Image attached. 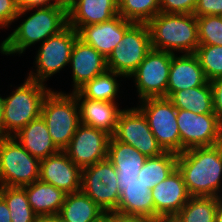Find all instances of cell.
<instances>
[{"label": "cell", "mask_w": 222, "mask_h": 222, "mask_svg": "<svg viewBox=\"0 0 222 222\" xmlns=\"http://www.w3.org/2000/svg\"><path fill=\"white\" fill-rule=\"evenodd\" d=\"M177 168L190 196H219L222 192V143L185 150L177 156Z\"/></svg>", "instance_id": "6da1fadb"}, {"label": "cell", "mask_w": 222, "mask_h": 222, "mask_svg": "<svg viewBox=\"0 0 222 222\" xmlns=\"http://www.w3.org/2000/svg\"><path fill=\"white\" fill-rule=\"evenodd\" d=\"M68 26V11L60 6L41 7L25 19L0 45L1 54H22Z\"/></svg>", "instance_id": "7a4b0ae2"}, {"label": "cell", "mask_w": 222, "mask_h": 222, "mask_svg": "<svg viewBox=\"0 0 222 222\" xmlns=\"http://www.w3.org/2000/svg\"><path fill=\"white\" fill-rule=\"evenodd\" d=\"M147 24L153 49L191 54L199 46L197 17L194 14L160 12Z\"/></svg>", "instance_id": "3957f363"}, {"label": "cell", "mask_w": 222, "mask_h": 222, "mask_svg": "<svg viewBox=\"0 0 222 222\" xmlns=\"http://www.w3.org/2000/svg\"><path fill=\"white\" fill-rule=\"evenodd\" d=\"M23 83L12 95L4 98V137H14L29 122L38 118L43 101L51 91L45 84L28 77Z\"/></svg>", "instance_id": "277c9868"}, {"label": "cell", "mask_w": 222, "mask_h": 222, "mask_svg": "<svg viewBox=\"0 0 222 222\" xmlns=\"http://www.w3.org/2000/svg\"><path fill=\"white\" fill-rule=\"evenodd\" d=\"M41 116L46 122L53 143L63 151L80 125L75 95L51 90L43 101Z\"/></svg>", "instance_id": "5b68a950"}, {"label": "cell", "mask_w": 222, "mask_h": 222, "mask_svg": "<svg viewBox=\"0 0 222 222\" xmlns=\"http://www.w3.org/2000/svg\"><path fill=\"white\" fill-rule=\"evenodd\" d=\"M40 160L15 137L0 138V186L23 187L39 180Z\"/></svg>", "instance_id": "8992f818"}, {"label": "cell", "mask_w": 222, "mask_h": 222, "mask_svg": "<svg viewBox=\"0 0 222 222\" xmlns=\"http://www.w3.org/2000/svg\"><path fill=\"white\" fill-rule=\"evenodd\" d=\"M139 109L147 118L149 128L164 152L181 153L177 109L166 97L140 100Z\"/></svg>", "instance_id": "52a82bcc"}, {"label": "cell", "mask_w": 222, "mask_h": 222, "mask_svg": "<svg viewBox=\"0 0 222 222\" xmlns=\"http://www.w3.org/2000/svg\"><path fill=\"white\" fill-rule=\"evenodd\" d=\"M151 49L148 24L134 23L107 58L108 70L129 77Z\"/></svg>", "instance_id": "ba28073f"}, {"label": "cell", "mask_w": 222, "mask_h": 222, "mask_svg": "<svg viewBox=\"0 0 222 222\" xmlns=\"http://www.w3.org/2000/svg\"><path fill=\"white\" fill-rule=\"evenodd\" d=\"M118 175L112 162L106 158L82 169L81 191L104 211H116L121 192Z\"/></svg>", "instance_id": "9c48e42d"}, {"label": "cell", "mask_w": 222, "mask_h": 222, "mask_svg": "<svg viewBox=\"0 0 222 222\" xmlns=\"http://www.w3.org/2000/svg\"><path fill=\"white\" fill-rule=\"evenodd\" d=\"M77 38V31L68 25L58 34L41 43L35 57L36 73L30 71L28 78L45 84L44 81L48 77L69 65L71 51Z\"/></svg>", "instance_id": "30bf717a"}, {"label": "cell", "mask_w": 222, "mask_h": 222, "mask_svg": "<svg viewBox=\"0 0 222 222\" xmlns=\"http://www.w3.org/2000/svg\"><path fill=\"white\" fill-rule=\"evenodd\" d=\"M176 118L181 138V153L195 147L222 143V124L214 113L196 114L177 109Z\"/></svg>", "instance_id": "8fae6325"}, {"label": "cell", "mask_w": 222, "mask_h": 222, "mask_svg": "<svg viewBox=\"0 0 222 222\" xmlns=\"http://www.w3.org/2000/svg\"><path fill=\"white\" fill-rule=\"evenodd\" d=\"M172 53L151 49L137 69L129 76L135 78L137 93L141 100L167 98L168 77Z\"/></svg>", "instance_id": "7c38bea8"}, {"label": "cell", "mask_w": 222, "mask_h": 222, "mask_svg": "<svg viewBox=\"0 0 222 222\" xmlns=\"http://www.w3.org/2000/svg\"><path fill=\"white\" fill-rule=\"evenodd\" d=\"M113 137L133 146L147 158L164 153L149 128L147 118L138 106L120 112Z\"/></svg>", "instance_id": "4fadbf2b"}, {"label": "cell", "mask_w": 222, "mask_h": 222, "mask_svg": "<svg viewBox=\"0 0 222 222\" xmlns=\"http://www.w3.org/2000/svg\"><path fill=\"white\" fill-rule=\"evenodd\" d=\"M110 137L104 131L80 124L63 151L75 165L84 169L108 157Z\"/></svg>", "instance_id": "5bb4252c"}, {"label": "cell", "mask_w": 222, "mask_h": 222, "mask_svg": "<svg viewBox=\"0 0 222 222\" xmlns=\"http://www.w3.org/2000/svg\"><path fill=\"white\" fill-rule=\"evenodd\" d=\"M82 169L64 151L40 160L39 180L63 190L66 194L81 191Z\"/></svg>", "instance_id": "9a60e30c"}, {"label": "cell", "mask_w": 222, "mask_h": 222, "mask_svg": "<svg viewBox=\"0 0 222 222\" xmlns=\"http://www.w3.org/2000/svg\"><path fill=\"white\" fill-rule=\"evenodd\" d=\"M154 219L175 217L191 197L182 173L176 168L151 190Z\"/></svg>", "instance_id": "2e32d148"}, {"label": "cell", "mask_w": 222, "mask_h": 222, "mask_svg": "<svg viewBox=\"0 0 222 222\" xmlns=\"http://www.w3.org/2000/svg\"><path fill=\"white\" fill-rule=\"evenodd\" d=\"M133 24L117 15L109 21L81 27L77 31L78 38L94 47L107 59Z\"/></svg>", "instance_id": "e0dca14e"}, {"label": "cell", "mask_w": 222, "mask_h": 222, "mask_svg": "<svg viewBox=\"0 0 222 222\" xmlns=\"http://www.w3.org/2000/svg\"><path fill=\"white\" fill-rule=\"evenodd\" d=\"M74 90L78 91L88 81L108 70L107 59L94 47L77 38L70 57Z\"/></svg>", "instance_id": "ac0fdd59"}, {"label": "cell", "mask_w": 222, "mask_h": 222, "mask_svg": "<svg viewBox=\"0 0 222 222\" xmlns=\"http://www.w3.org/2000/svg\"><path fill=\"white\" fill-rule=\"evenodd\" d=\"M72 93L75 95L79 107L80 124L97 128L112 137L116 130L119 114L122 111L118 109L117 104L88 99L79 91Z\"/></svg>", "instance_id": "d6986e66"}, {"label": "cell", "mask_w": 222, "mask_h": 222, "mask_svg": "<svg viewBox=\"0 0 222 222\" xmlns=\"http://www.w3.org/2000/svg\"><path fill=\"white\" fill-rule=\"evenodd\" d=\"M208 80L194 53L176 56L172 54L168 77L167 98L174 92L205 85Z\"/></svg>", "instance_id": "ffe728a7"}, {"label": "cell", "mask_w": 222, "mask_h": 222, "mask_svg": "<svg viewBox=\"0 0 222 222\" xmlns=\"http://www.w3.org/2000/svg\"><path fill=\"white\" fill-rule=\"evenodd\" d=\"M118 186L121 195L116 213L154 220V202L147 185L136 179L130 183H119Z\"/></svg>", "instance_id": "44dd1931"}, {"label": "cell", "mask_w": 222, "mask_h": 222, "mask_svg": "<svg viewBox=\"0 0 222 222\" xmlns=\"http://www.w3.org/2000/svg\"><path fill=\"white\" fill-rule=\"evenodd\" d=\"M118 14V0H78L68 11V25L81 27L106 22Z\"/></svg>", "instance_id": "7402d4cb"}, {"label": "cell", "mask_w": 222, "mask_h": 222, "mask_svg": "<svg viewBox=\"0 0 222 222\" xmlns=\"http://www.w3.org/2000/svg\"><path fill=\"white\" fill-rule=\"evenodd\" d=\"M115 167L118 183H130L138 179V174L147 157L133 146L110 137L108 143V157Z\"/></svg>", "instance_id": "603a6c76"}, {"label": "cell", "mask_w": 222, "mask_h": 222, "mask_svg": "<svg viewBox=\"0 0 222 222\" xmlns=\"http://www.w3.org/2000/svg\"><path fill=\"white\" fill-rule=\"evenodd\" d=\"M14 137L32 156L39 160L60 151L53 143L46 122L41 115L29 122Z\"/></svg>", "instance_id": "cb8c5ba5"}, {"label": "cell", "mask_w": 222, "mask_h": 222, "mask_svg": "<svg viewBox=\"0 0 222 222\" xmlns=\"http://www.w3.org/2000/svg\"><path fill=\"white\" fill-rule=\"evenodd\" d=\"M23 188L29 205L38 217L58 215L67 195L63 190L40 180Z\"/></svg>", "instance_id": "d4e9b609"}, {"label": "cell", "mask_w": 222, "mask_h": 222, "mask_svg": "<svg viewBox=\"0 0 222 222\" xmlns=\"http://www.w3.org/2000/svg\"><path fill=\"white\" fill-rule=\"evenodd\" d=\"M104 210L84 192L69 193L58 214L62 222H92Z\"/></svg>", "instance_id": "484cf974"}, {"label": "cell", "mask_w": 222, "mask_h": 222, "mask_svg": "<svg viewBox=\"0 0 222 222\" xmlns=\"http://www.w3.org/2000/svg\"><path fill=\"white\" fill-rule=\"evenodd\" d=\"M168 99L176 109L189 110L196 114L214 113L209 81L199 87L176 91Z\"/></svg>", "instance_id": "4316f807"}, {"label": "cell", "mask_w": 222, "mask_h": 222, "mask_svg": "<svg viewBox=\"0 0 222 222\" xmlns=\"http://www.w3.org/2000/svg\"><path fill=\"white\" fill-rule=\"evenodd\" d=\"M177 156L176 153L164 152L159 156L147 158L139 171L138 179L152 190L177 168Z\"/></svg>", "instance_id": "83f0119b"}, {"label": "cell", "mask_w": 222, "mask_h": 222, "mask_svg": "<svg viewBox=\"0 0 222 222\" xmlns=\"http://www.w3.org/2000/svg\"><path fill=\"white\" fill-rule=\"evenodd\" d=\"M217 197L191 196L174 217L177 222H215Z\"/></svg>", "instance_id": "f1b7e54d"}, {"label": "cell", "mask_w": 222, "mask_h": 222, "mask_svg": "<svg viewBox=\"0 0 222 222\" xmlns=\"http://www.w3.org/2000/svg\"><path fill=\"white\" fill-rule=\"evenodd\" d=\"M118 76L122 77L123 75L107 70L88 81L78 91L88 99L115 102L119 89V83L116 79Z\"/></svg>", "instance_id": "f546056e"}, {"label": "cell", "mask_w": 222, "mask_h": 222, "mask_svg": "<svg viewBox=\"0 0 222 222\" xmlns=\"http://www.w3.org/2000/svg\"><path fill=\"white\" fill-rule=\"evenodd\" d=\"M0 196L10 210L11 222H36L38 216L29 205L23 187L0 186Z\"/></svg>", "instance_id": "4dcf8cb0"}, {"label": "cell", "mask_w": 222, "mask_h": 222, "mask_svg": "<svg viewBox=\"0 0 222 222\" xmlns=\"http://www.w3.org/2000/svg\"><path fill=\"white\" fill-rule=\"evenodd\" d=\"M158 13L159 0H118V14L133 23L147 24Z\"/></svg>", "instance_id": "1f68e13d"}, {"label": "cell", "mask_w": 222, "mask_h": 222, "mask_svg": "<svg viewBox=\"0 0 222 222\" xmlns=\"http://www.w3.org/2000/svg\"><path fill=\"white\" fill-rule=\"evenodd\" d=\"M194 54L209 82L222 78V45H199Z\"/></svg>", "instance_id": "d6a6232c"}, {"label": "cell", "mask_w": 222, "mask_h": 222, "mask_svg": "<svg viewBox=\"0 0 222 222\" xmlns=\"http://www.w3.org/2000/svg\"><path fill=\"white\" fill-rule=\"evenodd\" d=\"M199 45H222V17H197Z\"/></svg>", "instance_id": "836d02e7"}, {"label": "cell", "mask_w": 222, "mask_h": 222, "mask_svg": "<svg viewBox=\"0 0 222 222\" xmlns=\"http://www.w3.org/2000/svg\"><path fill=\"white\" fill-rule=\"evenodd\" d=\"M198 0H159L160 12L167 14H194Z\"/></svg>", "instance_id": "e575fe53"}, {"label": "cell", "mask_w": 222, "mask_h": 222, "mask_svg": "<svg viewBox=\"0 0 222 222\" xmlns=\"http://www.w3.org/2000/svg\"><path fill=\"white\" fill-rule=\"evenodd\" d=\"M222 0H198L194 11L196 17L221 16Z\"/></svg>", "instance_id": "d590c367"}, {"label": "cell", "mask_w": 222, "mask_h": 222, "mask_svg": "<svg viewBox=\"0 0 222 222\" xmlns=\"http://www.w3.org/2000/svg\"><path fill=\"white\" fill-rule=\"evenodd\" d=\"M18 8L14 0H0V27H8L15 21Z\"/></svg>", "instance_id": "8d00e7d4"}, {"label": "cell", "mask_w": 222, "mask_h": 222, "mask_svg": "<svg viewBox=\"0 0 222 222\" xmlns=\"http://www.w3.org/2000/svg\"><path fill=\"white\" fill-rule=\"evenodd\" d=\"M14 1L15 5L19 10L15 20L31 10L41 7L57 6L56 0H14Z\"/></svg>", "instance_id": "74e56055"}, {"label": "cell", "mask_w": 222, "mask_h": 222, "mask_svg": "<svg viewBox=\"0 0 222 222\" xmlns=\"http://www.w3.org/2000/svg\"><path fill=\"white\" fill-rule=\"evenodd\" d=\"M213 95L214 114L222 124V78L210 82Z\"/></svg>", "instance_id": "f35d334b"}, {"label": "cell", "mask_w": 222, "mask_h": 222, "mask_svg": "<svg viewBox=\"0 0 222 222\" xmlns=\"http://www.w3.org/2000/svg\"><path fill=\"white\" fill-rule=\"evenodd\" d=\"M113 222H152L146 217L125 216L113 211Z\"/></svg>", "instance_id": "ab89813d"}, {"label": "cell", "mask_w": 222, "mask_h": 222, "mask_svg": "<svg viewBox=\"0 0 222 222\" xmlns=\"http://www.w3.org/2000/svg\"><path fill=\"white\" fill-rule=\"evenodd\" d=\"M0 222H11L10 210L8 209L7 203L0 196Z\"/></svg>", "instance_id": "60d3db41"}, {"label": "cell", "mask_w": 222, "mask_h": 222, "mask_svg": "<svg viewBox=\"0 0 222 222\" xmlns=\"http://www.w3.org/2000/svg\"><path fill=\"white\" fill-rule=\"evenodd\" d=\"M92 222H113V211H104Z\"/></svg>", "instance_id": "b9f144b4"}, {"label": "cell", "mask_w": 222, "mask_h": 222, "mask_svg": "<svg viewBox=\"0 0 222 222\" xmlns=\"http://www.w3.org/2000/svg\"><path fill=\"white\" fill-rule=\"evenodd\" d=\"M222 194L217 196L215 222H222Z\"/></svg>", "instance_id": "7bdbcfd3"}, {"label": "cell", "mask_w": 222, "mask_h": 222, "mask_svg": "<svg viewBox=\"0 0 222 222\" xmlns=\"http://www.w3.org/2000/svg\"><path fill=\"white\" fill-rule=\"evenodd\" d=\"M78 0H56L57 6L65 8L69 11Z\"/></svg>", "instance_id": "ee69618b"}, {"label": "cell", "mask_w": 222, "mask_h": 222, "mask_svg": "<svg viewBox=\"0 0 222 222\" xmlns=\"http://www.w3.org/2000/svg\"><path fill=\"white\" fill-rule=\"evenodd\" d=\"M3 109H4V98L0 96V138H4Z\"/></svg>", "instance_id": "f6af8a7d"}, {"label": "cell", "mask_w": 222, "mask_h": 222, "mask_svg": "<svg viewBox=\"0 0 222 222\" xmlns=\"http://www.w3.org/2000/svg\"><path fill=\"white\" fill-rule=\"evenodd\" d=\"M36 222H62L58 215L38 217Z\"/></svg>", "instance_id": "bcb514c9"}, {"label": "cell", "mask_w": 222, "mask_h": 222, "mask_svg": "<svg viewBox=\"0 0 222 222\" xmlns=\"http://www.w3.org/2000/svg\"><path fill=\"white\" fill-rule=\"evenodd\" d=\"M152 222H177V221L174 217H170V218H157L152 220Z\"/></svg>", "instance_id": "7dc6e473"}]
</instances>
